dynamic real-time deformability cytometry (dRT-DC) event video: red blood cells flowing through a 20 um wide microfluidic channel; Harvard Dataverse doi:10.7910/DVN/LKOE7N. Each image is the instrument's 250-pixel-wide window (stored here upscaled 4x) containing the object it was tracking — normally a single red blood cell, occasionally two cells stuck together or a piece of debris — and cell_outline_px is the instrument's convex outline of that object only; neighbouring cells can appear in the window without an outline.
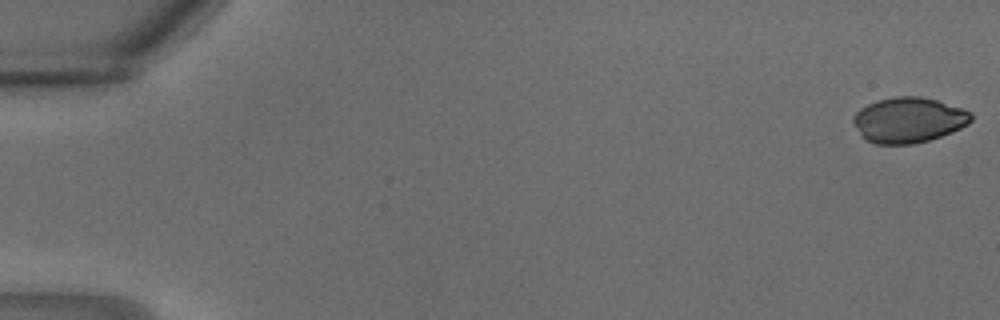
{"species": "common noctule bat (a hibernating species)", "species_latin": "Nyctalus noctula", "temperature_condition": "warm", "stored_images_in_passage": 5, "camera_frame_rate_fps": 3000, "um_per_image_px": 0.085, "animal": {"sex": "male", "body_mass_g": 18.8}, "frame": {"image": 1, "passage_image": 1, "time_ms": 0.0, "image_size_px": [1000, 320], "cell_outline_px": [[972, 120], [968, 124], [952, 132], [928, 140], [912, 144], [876, 144], [860, 136], [852, 120], [852, 116], [860, 108], [868, 104], [892, 96], [920, 96], [936, 100], [964, 108], [972, 112]], "centroid_in_image_um": [77.23, 10.19], "position_along_channel_um": 7.8, "area_um2": 31.27}}